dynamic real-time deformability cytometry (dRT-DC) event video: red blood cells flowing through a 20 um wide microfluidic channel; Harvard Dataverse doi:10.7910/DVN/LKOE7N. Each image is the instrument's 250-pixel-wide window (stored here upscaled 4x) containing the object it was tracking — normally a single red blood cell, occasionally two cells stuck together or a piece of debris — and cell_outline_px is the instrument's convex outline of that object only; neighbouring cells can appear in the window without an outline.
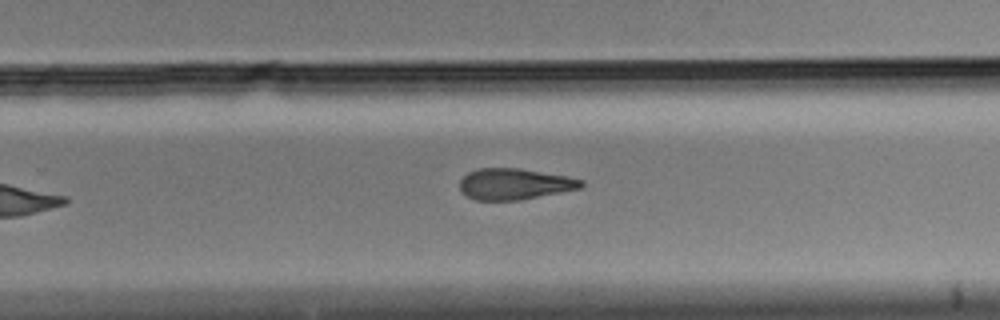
{"species": "Egyptian fruit bat (a non-hibernating species)", "species_latin": "Rousettus aegyptiacus", "temperature_condition": "cold", "stored_images_in_passage": 10, "camera_frame_rate_fps": 3000, "um_per_image_px": 0.085, "animal": {"sex": "male"}, "frame": {"image": 1, "passage_image": 9, "time_ms": 2.667, "image_size_px": [1000, 320], "cell_outline_px": [[584, 184], [580, 188], [520, 200], [476, 200], [460, 192], [460, 180], [468, 172], [480, 168], [520, 168], [568, 176], [584, 180]], "centroid_in_image_um": [43.73, 15.63], "position_along_channel_um": 286.1, "area_um2": 22.02}}
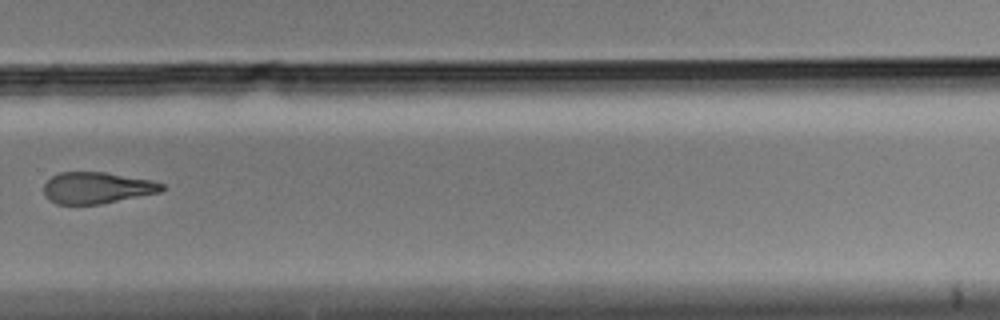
{"frame": {"image": 2, "passage_image": 10, "time_ms": 3.0, "image_size_px": [1000, 320], "cell_outline_px": [[164, 188], [160, 192], [100, 204], [56, 204], [48, 200], [44, 192], [44, 184], [52, 176], [60, 172], [104, 172], [152, 180], [164, 184]], "centroid_in_image_um": [8.22, 15.96], "position_along_channel_um": 321.6, "area_um2": 21.56}}